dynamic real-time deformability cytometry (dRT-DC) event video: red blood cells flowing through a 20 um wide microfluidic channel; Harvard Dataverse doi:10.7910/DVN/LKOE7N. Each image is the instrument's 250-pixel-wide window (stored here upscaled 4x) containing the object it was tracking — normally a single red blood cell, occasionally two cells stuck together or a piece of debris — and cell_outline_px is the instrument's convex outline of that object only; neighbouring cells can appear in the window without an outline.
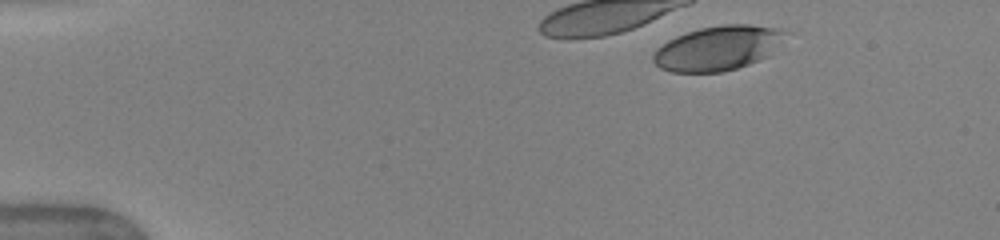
{"species": "human", "species_latin": "Homo sapiens", "temperature_condition": "warm", "stored_images_in_passage": 11, "camera_frame_rate_fps": 3000, "um_per_image_px": 0.085, "donor": {"sex": "female"}, "frame": {"image": 1, "passage_image": 1, "time_ms": 0.0, "image_size_px": [1000, 240], "cell_outline_px": [[792, 32], [768, 56], [748, 64], [736, 68], [720, 72], [672, 72], [660, 68], [652, 60], [652, 56], [656, 48], [668, 40], [676, 36], [700, 28], [724, 24], [748, 24], [776, 28]], "centroid_in_image_um": [61.04, 4.08], "position_along_channel_um": 24.0, "area_um2": 34.39}}